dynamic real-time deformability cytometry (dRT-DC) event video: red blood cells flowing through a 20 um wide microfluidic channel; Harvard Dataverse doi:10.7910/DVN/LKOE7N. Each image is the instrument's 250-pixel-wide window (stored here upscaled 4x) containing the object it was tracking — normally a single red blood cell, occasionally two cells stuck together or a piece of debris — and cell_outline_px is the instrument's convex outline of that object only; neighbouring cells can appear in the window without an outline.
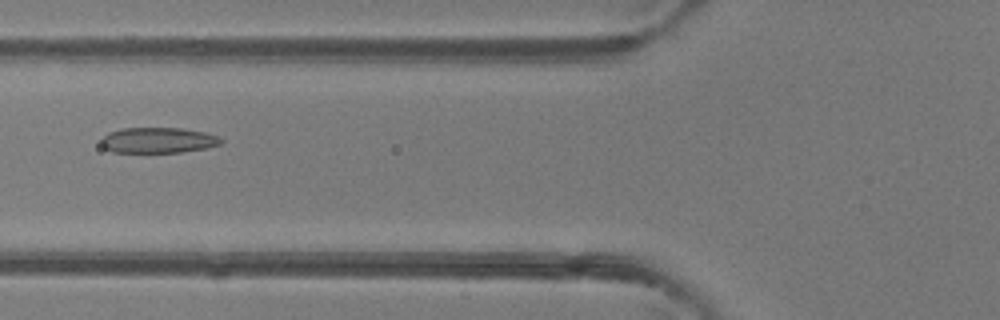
{"species": "common noctule bat (a hibernating species)", "species_latin": "Nyctalus noctula", "temperature_condition": "room temperature", "stored_images_in_passage": 7, "camera_frame_rate_fps": 3000, "um_per_image_px": 0.085, "animal": {"sex": "female"}, "frame": {"image": 1, "passage_image": 6, "time_ms": 6.0, "image_size_px": [1000, 320], "cell_outline_px": [[224, 140], [220, 144], [204, 148], [180, 152], [112, 152], [104, 148], [100, 144], [100, 140], [108, 132], [120, 128], [180, 128], [204, 132], [216, 136]], "centroid_in_image_um": [13.38, 11.91], "position_along_channel_um": 112.4, "area_um2": 17.8}}
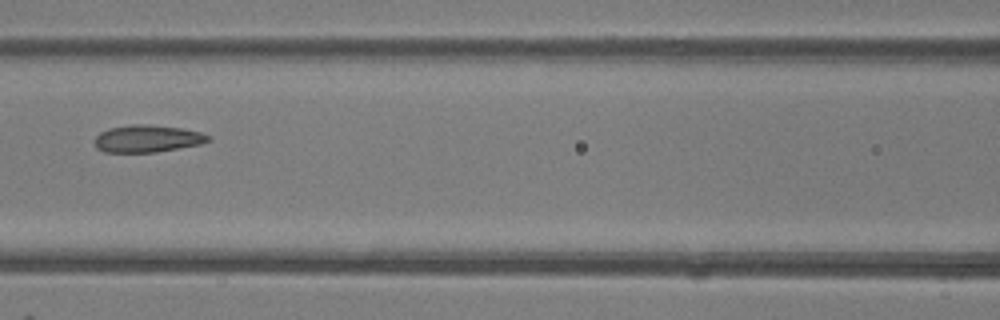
{"frame": {"image": 2, "passage_image": 7, "time_ms": 7.0, "image_size_px": [1000, 320], "cell_outline_px": [[212, 140], [200, 144], [156, 152], [104, 152], [96, 148], [96, 136], [100, 132], [112, 128], [132, 124], [148, 124], [184, 128], [200, 132], [212, 136]], "centroid_in_image_um": [12.58, 11.78], "position_along_channel_um": 154.0, "area_um2": 18.03}}